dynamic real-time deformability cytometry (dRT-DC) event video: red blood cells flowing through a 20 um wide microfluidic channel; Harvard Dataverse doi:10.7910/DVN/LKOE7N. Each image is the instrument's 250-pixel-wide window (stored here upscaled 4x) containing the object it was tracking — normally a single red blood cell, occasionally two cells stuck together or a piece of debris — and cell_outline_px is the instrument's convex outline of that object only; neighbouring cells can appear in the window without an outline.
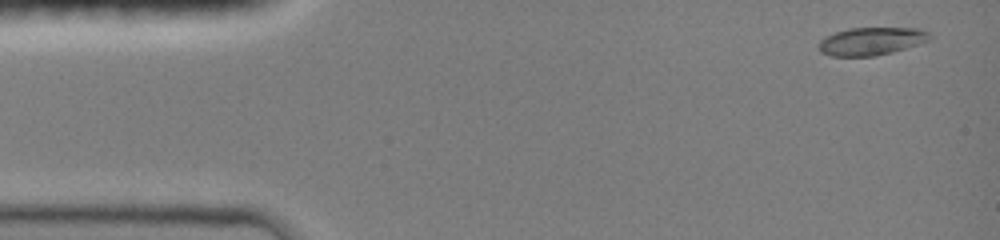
{"species": "common noctule bat (a hibernating species)", "species_latin": "Nyctalus noctula", "temperature_condition": "room temperature", "stored_images_in_passage": 57, "camera_frame_rate_fps": 3000, "um_per_image_px": 0.085, "animal": {"sex": "female", "body_mass_g": 19.0, "forearm_length_mm": 51.5}, "frame": {"image": 1, "passage_image": 2, "time_ms": 0.333, "image_size_px": [1000, 240], "cell_outline_px": [[932, 36], [928, 40], [892, 52], [876, 56], [832, 56], [820, 52], [816, 44], [824, 36], [848, 28], [920, 28], [928, 32]], "centroid_in_image_um": [74.0, 3.5], "position_along_channel_um": 11.0, "area_um2": 18.03}}
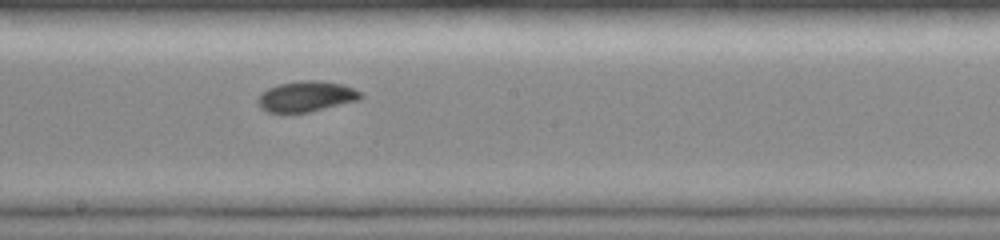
{"frame": {"image": 2, "passage_image": 34, "time_ms": 8.0, "image_size_px": [1000, 240], "cell_outline_px": [[364, 96], [360, 100], [308, 112], [268, 112], [260, 108], [256, 100], [268, 88], [276, 84], [300, 80], [316, 80], [344, 84], [360, 92]], "centroid_in_image_um": [26.04, 8.18], "position_along_channel_um": 222.2, "area_um2": 18.32}}
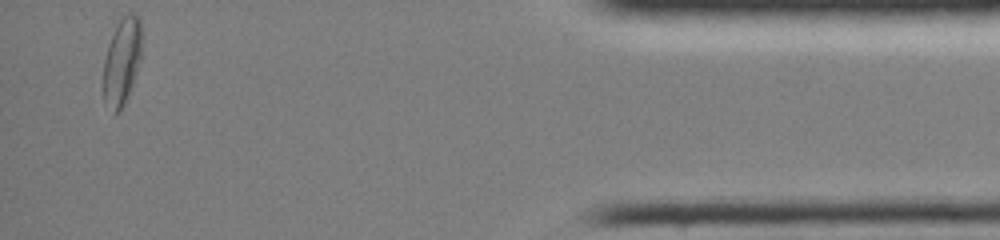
{"frame": {"image": 3, "passage_image": 57, "time_ms": 14.333, "image_size_px": [1000, 240], "cell_outline_px": [[140, 60], [132, 84], [124, 104], [120, 112], [112, 116], [104, 104], [104, 60], [112, 36], [120, 20], [128, 12], [132, 12], [140, 20]], "centroid_in_image_um": [10.34, 5.32], "position_along_channel_um": 424.9, "area_um2": 19.07}, "authors_computed_cell_mechanics": {"area_um2": 17.918, "velocity_mm_per_s": 4.119, "shape_relaxation_time_tau1_ms": 4.4537, "shape_relaxation_time_tau2_ms": 1.9602, "deformation_change_tau1": 0.1658, "deformation_change_tau2": 0.0556}}